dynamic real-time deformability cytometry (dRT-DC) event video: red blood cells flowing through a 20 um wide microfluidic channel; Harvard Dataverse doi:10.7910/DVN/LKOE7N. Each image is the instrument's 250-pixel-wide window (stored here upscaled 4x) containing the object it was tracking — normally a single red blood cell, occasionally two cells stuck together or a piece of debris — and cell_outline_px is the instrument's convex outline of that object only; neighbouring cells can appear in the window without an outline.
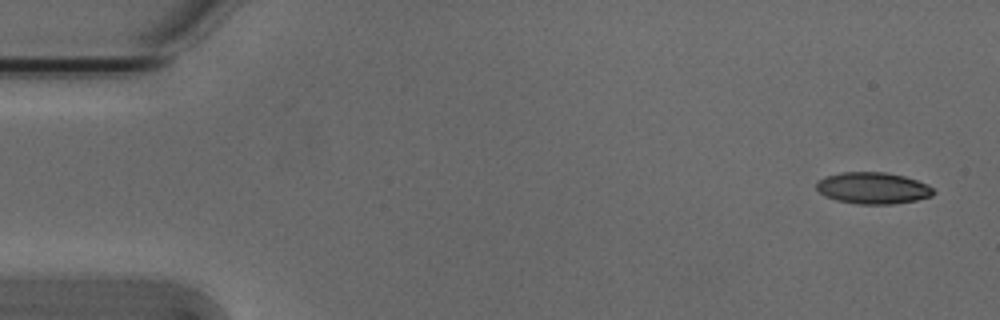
{"species": "Egyptian fruit bat (a non-hibernating species)", "species_latin": "Rousettus aegyptiacus", "temperature_condition": "cold", "stored_images_in_passage": 6, "camera_frame_rate_fps": 3000, "um_per_image_px": 0.085, "animal": {"sex": "male"}, "frame": {"image": 1, "passage_image": 1, "time_ms": 0.0, "image_size_px": [1000, 320], "cell_outline_px": [[936, 192], [932, 196], [916, 200], [892, 204], [856, 204], [836, 200], [824, 196], [816, 188], [816, 184], [820, 180], [828, 176], [840, 172], [884, 172], [904, 176], [928, 184]], "centroid_in_image_um": [74.21, 15.99], "position_along_channel_um": 10.8, "area_um2": 21.5}}
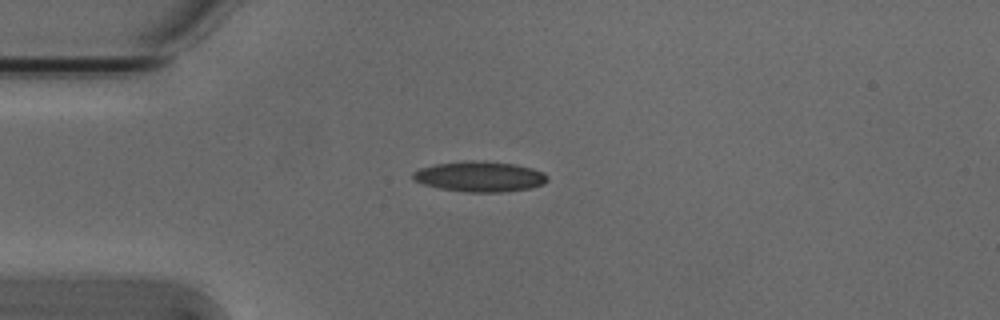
{"frame": {"image": 2, "passage_image": 4, "time_ms": 1.0, "image_size_px": [1000, 320], "cell_outline_px": [[548, 180], [544, 184], [528, 188], [500, 192], [468, 192], [440, 188], [424, 184], [412, 180], [412, 172], [420, 168], [436, 164], [468, 160], [484, 160], [516, 164], [532, 168], [544, 172], [548, 176]], "centroid_in_image_um": [40.78, 14.99], "position_along_channel_um": 44.2, "area_um2": 23.93}}
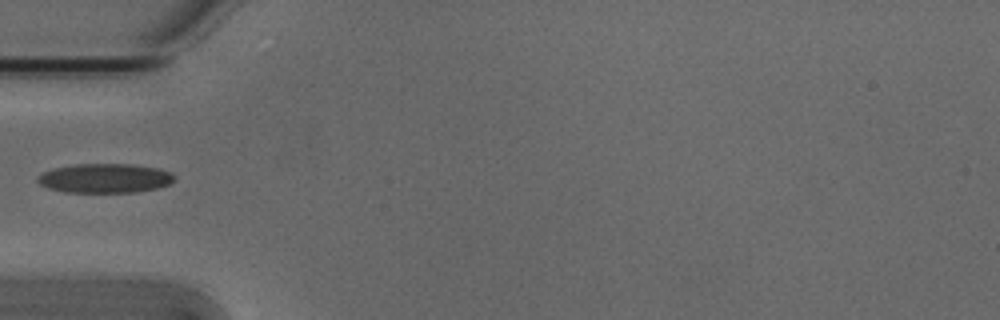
{"frame": {"image": 3, "passage_image": 5, "time_ms": 1.333, "image_size_px": [1000, 320], "cell_outline_px": [[176, 180], [168, 184], [156, 188], [136, 192], [64, 192], [48, 188], [40, 184], [36, 180], [36, 176], [52, 168], [76, 164], [132, 164], [160, 168], [172, 172], [176, 176]], "centroid_in_image_um": [8.93, 15.14], "position_along_channel_um": 76.1, "area_um2": 23.58}}